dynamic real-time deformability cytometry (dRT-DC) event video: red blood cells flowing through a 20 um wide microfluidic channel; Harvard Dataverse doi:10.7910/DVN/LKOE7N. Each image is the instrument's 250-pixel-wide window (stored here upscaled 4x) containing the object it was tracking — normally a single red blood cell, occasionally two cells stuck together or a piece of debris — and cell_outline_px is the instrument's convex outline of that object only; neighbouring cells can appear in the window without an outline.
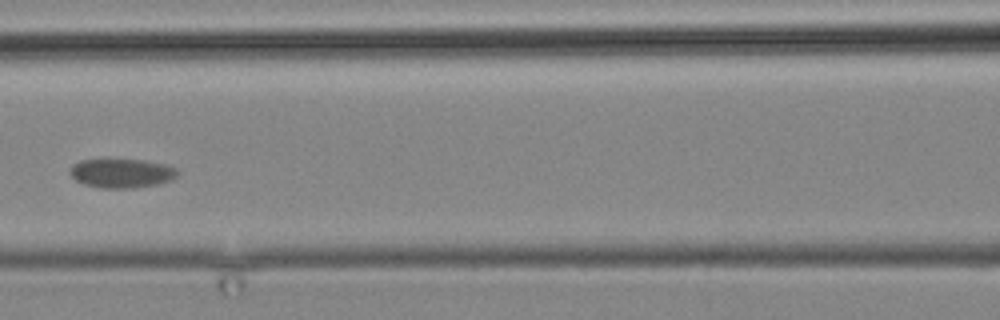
{"species": "common noctule bat (a hibernating species)", "species_latin": "Nyctalus noctula", "temperature_condition": "cold", "stored_images_in_passage": 5, "camera_frame_rate_fps": 3000, "um_per_image_px": 0.085, "animal": {"sex": "male", "body_mass_g": 19.2, "forearm_length_mm": 51.8}, "frame": {"image": 1, "passage_image": 4, "time_ms": 3.667, "image_size_px": [1000, 320], "cell_outline_px": [[180, 172], [172, 180], [156, 184], [132, 188], [104, 188], [84, 184], [76, 180], [68, 172], [72, 164], [80, 160], [108, 156], [144, 160], [168, 164], [176, 168]], "centroid_in_image_um": [10.32, 14.66], "position_along_channel_um": 156.3, "area_um2": 19.19}}
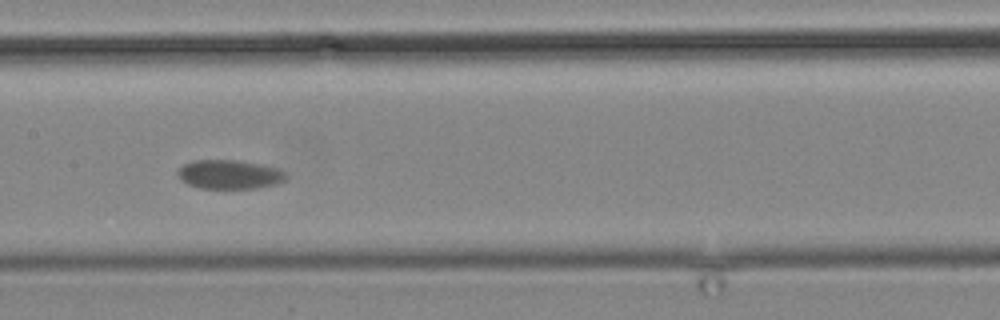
{"frame": {"image": 2, "passage_image": 5, "time_ms": 4.667, "image_size_px": [1000, 320], "cell_outline_px": [[288, 176], [280, 184], [256, 188], [200, 188], [188, 184], [180, 180], [176, 172], [184, 164], [192, 160], [236, 160], [260, 164], [276, 168], [284, 172]], "centroid_in_image_um": [19.5, 14.83], "position_along_channel_um": 187.9, "area_um2": 18.38}}